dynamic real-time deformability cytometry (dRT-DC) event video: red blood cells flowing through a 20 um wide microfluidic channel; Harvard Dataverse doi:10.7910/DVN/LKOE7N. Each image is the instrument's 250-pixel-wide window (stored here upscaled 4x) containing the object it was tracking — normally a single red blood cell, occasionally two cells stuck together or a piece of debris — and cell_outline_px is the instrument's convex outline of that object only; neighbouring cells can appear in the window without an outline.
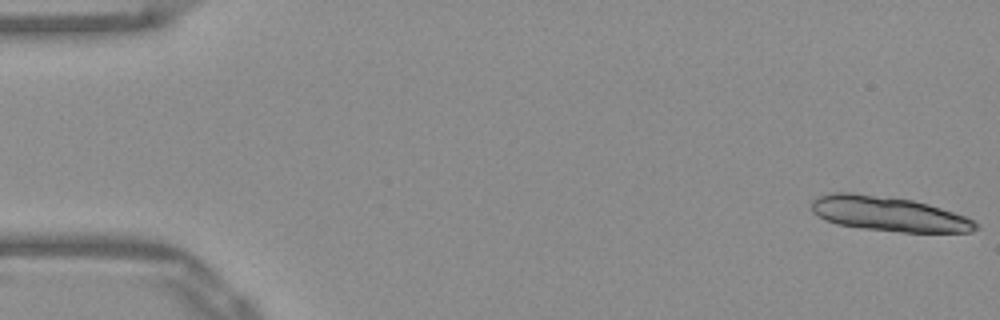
{"species": "Egyptian fruit bat (a non-hibernating species)", "species_latin": "Rousettus aegyptiacus", "temperature_condition": "warm", "stored_images_in_passage": 3, "camera_frame_rate_fps": 3000, "um_per_image_px": 0.085, "frame": {"image": 1, "passage_image": 1, "time_ms": 0.0, "image_size_px": [1000, 320], "cell_outline_px": [[980, 228], [972, 232], [900, 232], [860, 228], [836, 224], [824, 220], [812, 212], [812, 200], [820, 196], [832, 192], [852, 192], [912, 200], [928, 204], [964, 216], [980, 224]], "centroid_in_image_um": [75.52, 18.19], "position_along_channel_um": 9.5, "area_um2": 33.23}}